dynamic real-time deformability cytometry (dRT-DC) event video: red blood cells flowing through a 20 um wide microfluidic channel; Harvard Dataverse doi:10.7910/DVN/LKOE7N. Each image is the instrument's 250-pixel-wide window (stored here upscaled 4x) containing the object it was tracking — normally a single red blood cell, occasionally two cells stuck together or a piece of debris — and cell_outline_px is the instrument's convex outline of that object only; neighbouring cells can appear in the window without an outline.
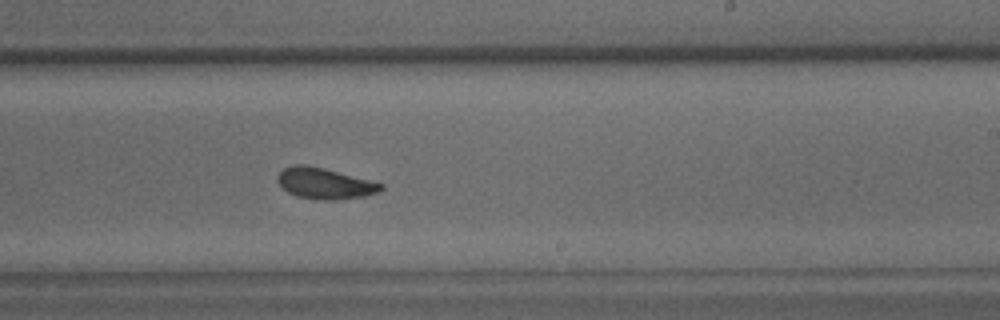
{"species": "common noctule bat (a hibernating species)", "species_latin": "Nyctalus noctula", "temperature_condition": "warm", "stored_images_in_passage": 54, "camera_frame_rate_fps": 3000, "um_per_image_px": 0.085, "animal": {"sex": "male", "body_mass_g": 15.6}, "frame": {"image": 1, "passage_image": 32, "time_ms": 10.333, "image_size_px": [1000, 320], "cell_outline_px": [[384, 188], [376, 192], [364, 196], [336, 200], [324, 200], [296, 196], [288, 192], [276, 180], [276, 176], [284, 168], [296, 164], [304, 164], [324, 168], [384, 184]], "centroid_in_image_um": [27.58, 15.59], "position_along_channel_um": 261.4, "area_um2": 18.5}}
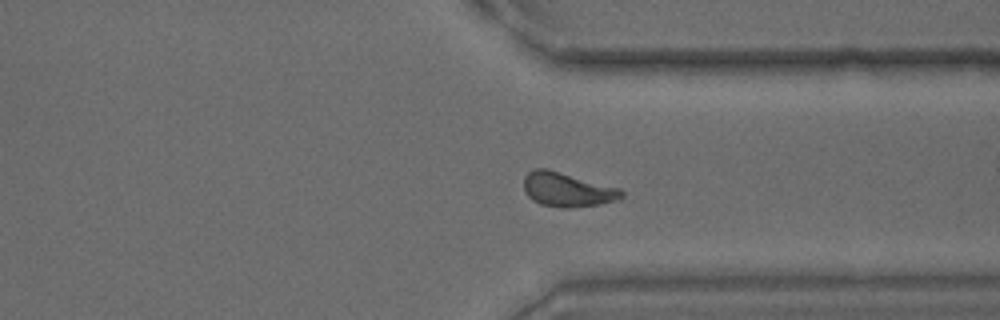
{"frame": {"image": 2, "passage_image": 40, "time_ms": 13.0, "image_size_px": [1000, 320], "cell_outline_px": [[624, 196], [620, 200], [600, 204], [568, 208], [560, 208], [540, 204], [532, 200], [524, 192], [524, 176], [532, 168], [548, 168], [620, 188], [624, 192]], "centroid_in_image_um": [48.22, 16.11], "position_along_channel_um": 363.2, "area_um2": 19.88}}
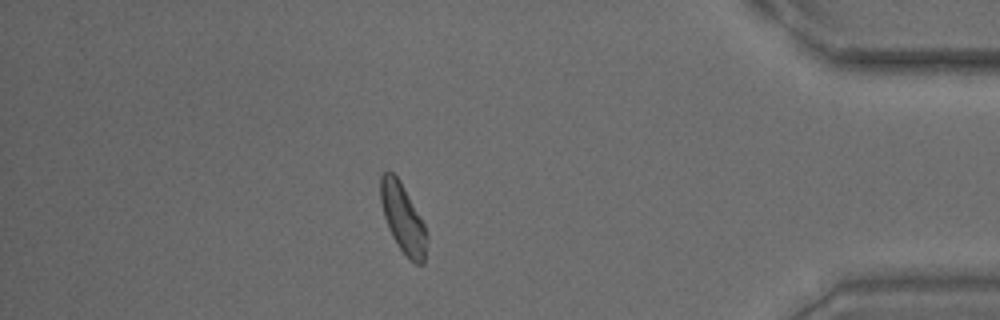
{"frame": {"image": 3, "passage_image": 46, "time_ms": 15.0, "image_size_px": [1000, 320], "cell_outline_px": [[428, 236], [424, 264], [416, 264], [408, 260], [392, 236], [388, 228], [384, 216], [380, 200], [380, 176], [388, 168], [400, 180], [424, 224]], "centroid_in_image_um": [34.24, 18.57], "position_along_channel_um": 401.0, "area_um2": 18.73}, "authors_computed_cell_mechanics": {"area_um2": 18.5249, "velocity_mm_per_s": 3.814, "shape_relaxation_time_tau1_ms": 4.7183, "shape_relaxation_time_tau2_ms": 2.4458, "deformation_change_tau1": 0.159, "deformation_change_tau2": 0.0889}}